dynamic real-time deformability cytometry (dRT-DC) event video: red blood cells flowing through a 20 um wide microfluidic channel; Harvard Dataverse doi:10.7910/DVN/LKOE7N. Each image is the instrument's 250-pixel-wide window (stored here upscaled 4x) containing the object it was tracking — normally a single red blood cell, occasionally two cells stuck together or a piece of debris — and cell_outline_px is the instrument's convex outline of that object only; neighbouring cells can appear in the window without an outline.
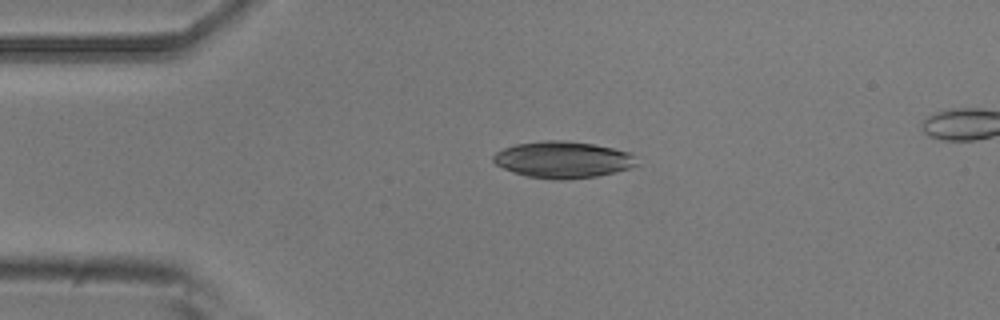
{"species": "common noctule bat (a hibernating species)", "species_latin": "Nyctalus noctula", "temperature_condition": "room temperature", "stored_images_in_passage": 4, "camera_frame_rate_fps": 3000, "um_per_image_px": 0.085, "animal": {"sex": "male", "body_mass_g": 20.5, "forearm_length_mm": 52.5}, "frame": {"image": 1, "passage_image": 2, "time_ms": 1.333, "image_size_px": [1000, 320], "cell_outline_px": [[640, 164], [616, 172], [596, 176], [568, 180], [552, 180], [524, 176], [512, 172], [496, 164], [492, 160], [492, 156], [496, 152], [504, 148], [516, 144], [544, 140], [564, 140], [596, 144], [628, 152], [636, 156]], "centroid_in_image_um": [47.85, 13.58], "position_along_channel_um": 37.1, "area_um2": 30.98}}